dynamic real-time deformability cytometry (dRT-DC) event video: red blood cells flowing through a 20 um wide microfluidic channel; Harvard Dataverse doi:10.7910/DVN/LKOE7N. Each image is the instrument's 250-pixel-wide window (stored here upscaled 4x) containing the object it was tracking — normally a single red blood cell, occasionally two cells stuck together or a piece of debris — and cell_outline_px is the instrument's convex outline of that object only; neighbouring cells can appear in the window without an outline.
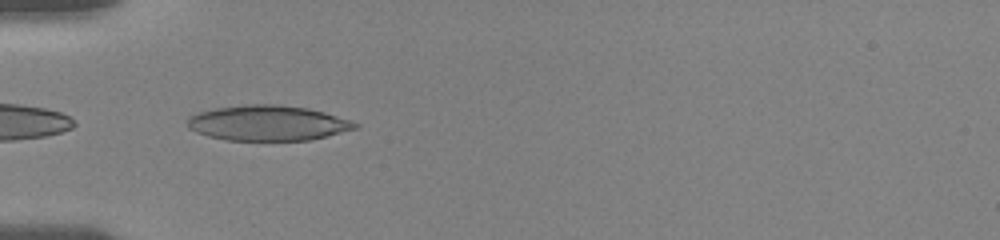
{"species": "human", "species_latin": "Homo sapiens", "temperature_condition": "room temperature", "stored_images_in_passage": 12, "camera_frame_rate_fps": 3000, "um_per_image_px": 0.085, "donor": {"sex": "female"}, "frame": {"image": 1, "passage_image": 1, "time_ms": 0.0, "image_size_px": [1000, 240], "cell_outline_px": [[360, 124], [356, 128], [312, 140], [228, 140], [208, 136], [196, 132], [188, 128], [188, 116], [200, 112], [216, 108], [244, 104], [280, 104], [308, 108], [324, 112]], "centroid_in_image_um": [22.74, 10.45], "position_along_channel_um": 62.3, "area_um2": 34.33}}
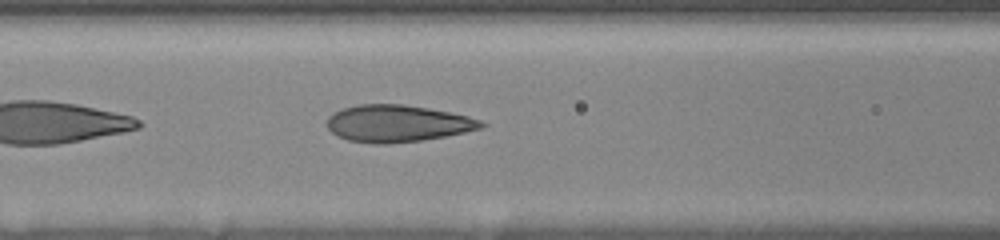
{"frame": {"image": 2, "passage_image": 7, "time_ms": 2.0, "image_size_px": [1000, 240], "cell_outline_px": [[488, 124], [480, 128], [464, 132], [444, 136], [420, 140], [388, 144], [376, 144], [348, 140], [336, 136], [328, 128], [328, 116], [344, 108], [360, 104], [404, 104], [452, 112], [468, 116], [480, 120]], "centroid_in_image_um": [33.79, 10.49], "position_along_channel_um": 132.8, "area_um2": 33.06}}
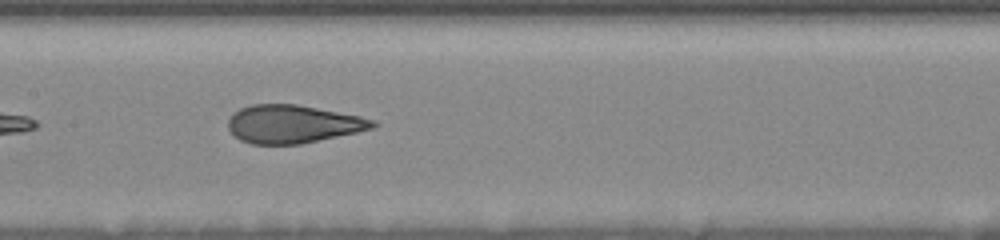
{"frame": {"image": 3, "passage_image": 11, "time_ms": 3.333, "image_size_px": [1000, 240], "cell_outline_px": [[380, 124], [372, 128], [356, 132], [300, 144], [252, 144], [240, 140], [228, 128], [228, 120], [232, 112], [240, 108], [252, 104], [296, 104], [360, 116], [376, 120]], "centroid_in_image_um": [24.88, 10.53], "position_along_channel_um": 182.5, "area_um2": 32.02}}